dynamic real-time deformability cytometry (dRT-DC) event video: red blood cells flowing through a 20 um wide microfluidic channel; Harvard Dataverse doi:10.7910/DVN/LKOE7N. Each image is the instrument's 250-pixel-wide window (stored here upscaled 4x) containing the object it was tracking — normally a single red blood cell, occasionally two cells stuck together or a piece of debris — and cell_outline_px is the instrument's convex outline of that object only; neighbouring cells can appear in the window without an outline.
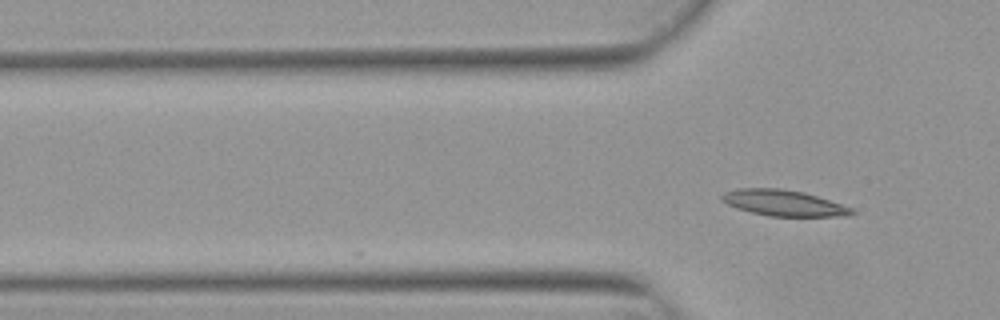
{"species": "Egyptian fruit bat (a non-hibernating species)", "species_latin": "Rousettus aegyptiacus", "temperature_condition": "warm", "stored_images_in_passage": 3, "camera_frame_rate_fps": 3000, "um_per_image_px": 0.085, "animal": {"sex": "female"}, "frame": {"image": 1, "passage_image": 3, "time_ms": 0.667, "image_size_px": [1000, 320], "cell_outline_px": [[856, 212], [848, 216], [768, 216], [736, 208], [720, 200], [720, 196], [724, 192], [740, 188], [780, 188], [804, 192], [852, 208]], "centroid_in_image_um": [66.57, 17.25], "position_along_channel_um": 59.2, "area_um2": 19.54}}